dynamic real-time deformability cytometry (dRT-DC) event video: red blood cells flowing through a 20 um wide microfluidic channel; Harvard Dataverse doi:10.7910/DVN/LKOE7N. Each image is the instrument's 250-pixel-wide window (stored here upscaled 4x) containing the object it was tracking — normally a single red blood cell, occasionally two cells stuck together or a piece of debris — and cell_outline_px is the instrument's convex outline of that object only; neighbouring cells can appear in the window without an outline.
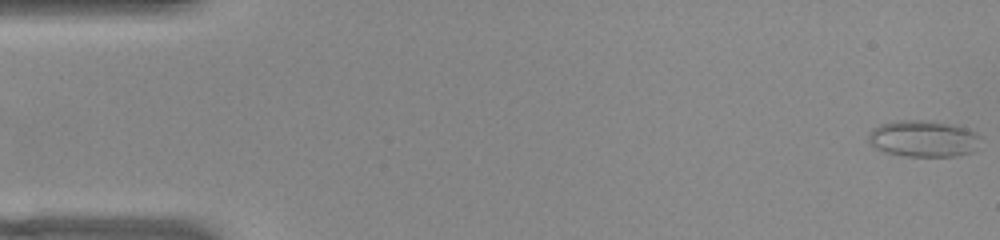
{"species": "common noctule bat (a hibernating species)", "species_latin": "Nyctalus noctula", "temperature_condition": "warm", "stored_images_in_passage": 51, "camera_frame_rate_fps": 3000, "um_per_image_px": 0.085, "animal": {"sex": "female", "body_mass_g": 22.0, "forearm_length_mm": 56.7}, "frame": {"image": 1, "passage_image": 1, "time_ms": 0.0, "image_size_px": [1000, 240], "cell_outline_px": [[980, 136], [972, 152], [956, 156], [908, 156], [884, 152], [876, 148], [868, 140], [868, 136], [872, 128], [880, 124], [896, 120], [928, 120], [964, 128]], "centroid_in_image_um": [78.41, 11.78], "position_along_channel_um": 6.6, "area_um2": 23.47}}
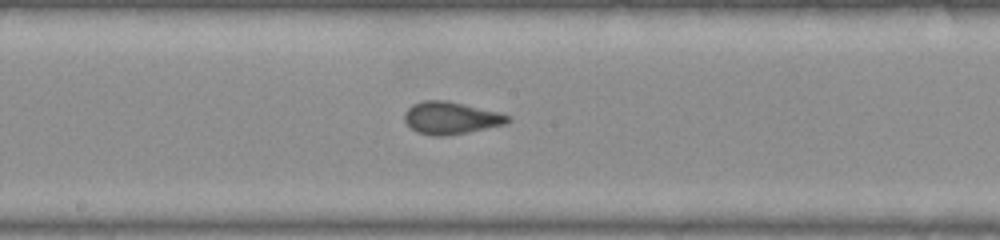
{"frame": {"image": 2, "passage_image": 27, "time_ms": 8.667, "image_size_px": [1000, 240], "cell_outline_px": [[512, 120], [504, 124], [468, 132], [444, 136], [432, 136], [416, 132], [404, 120], [404, 112], [412, 104], [424, 100], [444, 100], [464, 104], [500, 112], [512, 116]], "centroid_in_image_um": [38.33, 10.02], "position_along_channel_um": 209.9, "area_um2": 19.54}}
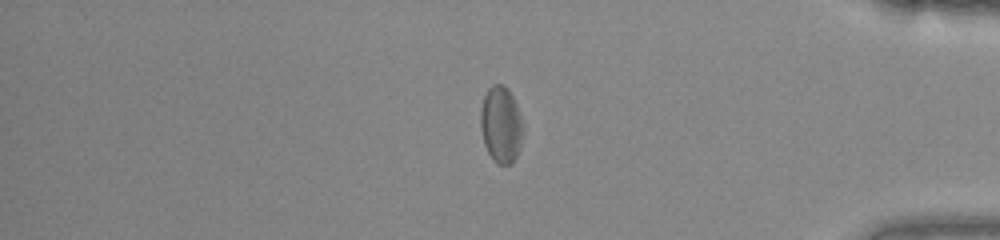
{"frame": {"image": 3, "passage_image": 43, "time_ms": 14.0, "image_size_px": [1000, 240], "cell_outline_px": [[524, 124], [520, 148], [512, 164], [496, 164], [492, 160], [484, 144], [480, 128], [480, 108], [484, 96], [488, 88], [492, 84], [504, 84], [508, 88], [516, 104]], "centroid_in_image_um": [42.58, 10.59], "position_along_channel_um": 392.6, "area_um2": 19.31}, "authors_computed_cell_mechanics": {"area_um2": 19.363, "velocity_mm_per_s": 3.9751, "shape_relaxation_time_tau1_ms": null, "shape_relaxation_time_tau2_ms": 1.1673, "deformation_change_tau1": null, "deformation_change_tau2": 0.0544}}